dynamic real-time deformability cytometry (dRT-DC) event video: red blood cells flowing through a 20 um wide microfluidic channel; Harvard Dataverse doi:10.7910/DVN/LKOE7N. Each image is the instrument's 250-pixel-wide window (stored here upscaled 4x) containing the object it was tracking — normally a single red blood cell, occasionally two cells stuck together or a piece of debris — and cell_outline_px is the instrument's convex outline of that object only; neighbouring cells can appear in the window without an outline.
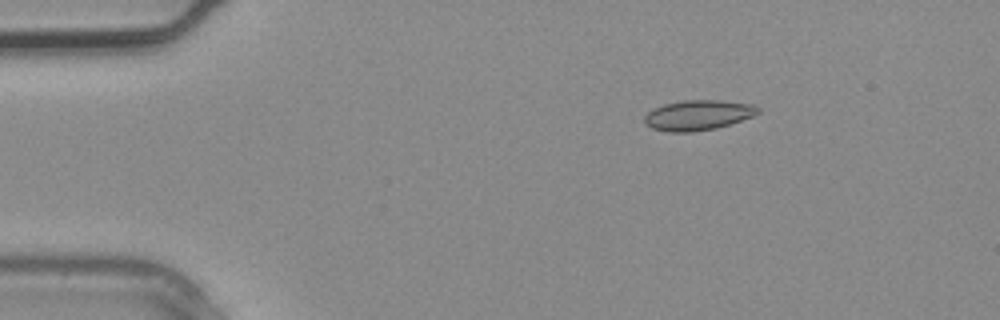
{"species": "common noctule bat (a hibernating species)", "species_latin": "Nyctalus noctula", "temperature_condition": "warm", "stored_images_in_passage": 3, "segment_of_instrument_passage": [2, 2], "camera_frame_rate_fps": 3000, "um_per_image_px": 0.085, "animal": {"sex": "male", "body_mass_g": 20.4}, "frame": {"image": 1, "passage_image": 3, "time_ms": 0.667, "image_size_px": [1000, 320], "cell_outline_px": [[760, 112], [752, 116], [716, 128], [692, 132], [668, 132], [652, 128], [644, 124], [644, 116], [648, 112], [664, 104], [684, 100], [720, 100], [756, 104], [760, 108]], "centroid_in_image_um": [59.34, 9.78], "position_along_channel_um": 25.7, "area_um2": 19.94}}